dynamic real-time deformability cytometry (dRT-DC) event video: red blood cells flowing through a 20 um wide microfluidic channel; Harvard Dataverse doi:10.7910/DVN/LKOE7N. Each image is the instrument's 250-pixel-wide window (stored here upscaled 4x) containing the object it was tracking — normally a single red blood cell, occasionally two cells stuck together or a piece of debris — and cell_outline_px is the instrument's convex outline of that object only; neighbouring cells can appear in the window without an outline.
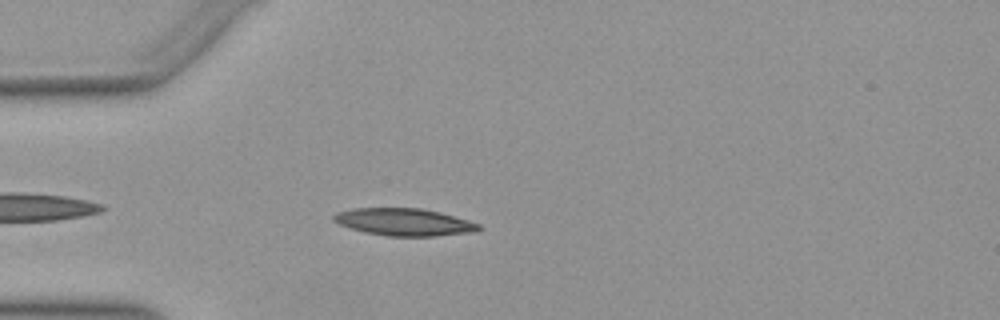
{"species": "Egyptian fruit bat (a non-hibernating species)", "species_latin": "Rousettus aegyptiacus", "temperature_condition": "warm", "stored_images_in_passage": 36, "camera_frame_rate_fps": 3000, "um_per_image_px": 0.085, "animal": {"sex": "female"}, "frame": {"image": 1, "passage_image": 5, "time_ms": 1.333, "image_size_px": [1000, 320], "cell_outline_px": [[484, 228], [476, 232], [436, 236], [388, 236], [364, 232], [340, 224], [332, 220], [332, 216], [336, 212], [352, 208], [424, 208], [440, 212], [468, 220], [480, 224]], "centroid_in_image_um": [34.39, 18.87], "position_along_channel_um": 50.6, "area_um2": 23.29}}
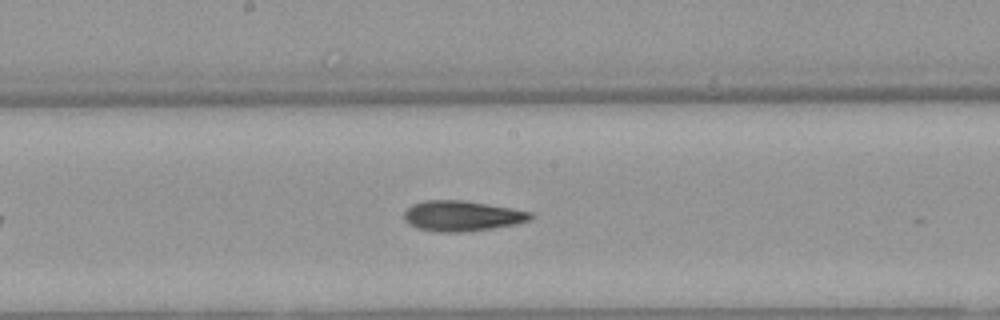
{"frame": {"image": 2, "passage_image": 18, "time_ms": 5.667, "image_size_px": [1000, 320], "cell_outline_px": [[536, 216], [532, 220], [516, 224], [492, 228], [464, 232], [436, 232], [416, 228], [408, 224], [404, 220], [404, 212], [412, 204], [424, 200], [464, 200], [512, 208], [532, 212]], "centroid_in_image_um": [39.28, 18.35], "position_along_channel_um": 208.9, "area_um2": 22.72}}
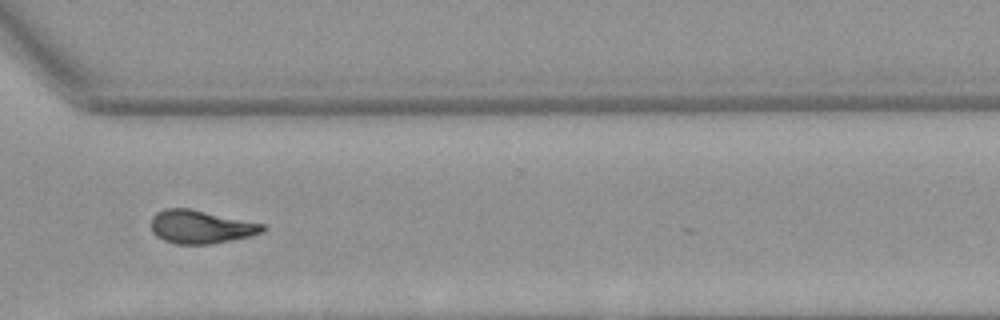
{"frame": {"image": 3, "passage_image": 29, "time_ms": 9.333, "image_size_px": [1000, 320], "cell_outline_px": [[268, 228], [264, 232], [248, 236], [212, 244], [176, 244], [164, 240], [156, 236], [152, 232], [152, 216], [156, 212], [164, 208], [188, 208], [264, 224]], "centroid_in_image_um": [17.05, 19.28], "position_along_channel_um": 353.5, "area_um2": 21.56}, "authors_computed_cell_mechanics": {"area_um2": 21.964, "velocity_mm_per_s": 3.9394, "shape_relaxation_time_tau1_ms": 8.3695, "shape_relaxation_time_tau2_ms": 5.6087, "deformation_change_tau1": 0.2608, "deformation_change_tau2": 0.1594}}